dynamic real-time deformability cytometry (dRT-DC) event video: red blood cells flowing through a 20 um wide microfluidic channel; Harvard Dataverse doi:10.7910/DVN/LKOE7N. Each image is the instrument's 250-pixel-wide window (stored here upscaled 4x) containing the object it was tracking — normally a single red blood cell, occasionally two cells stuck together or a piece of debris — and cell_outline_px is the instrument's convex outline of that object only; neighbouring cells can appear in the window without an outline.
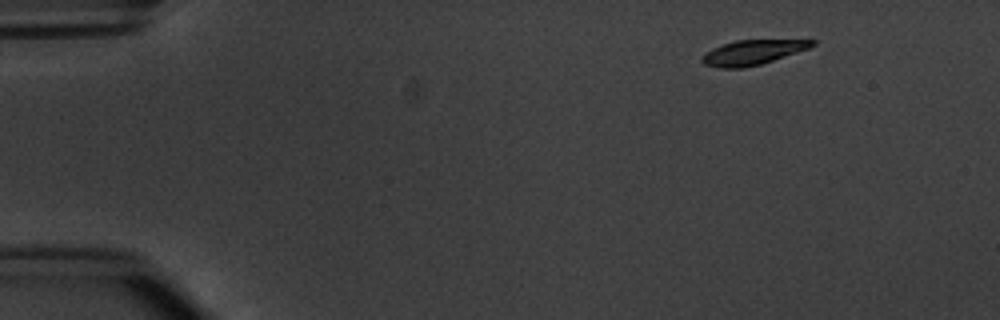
{"species": "common noctule bat (a hibernating species)", "species_latin": "Nyctalus noctula", "temperature_condition": "warm", "stored_images_in_passage": 4, "camera_frame_rate_fps": 3000, "um_per_image_px": 0.085, "animal": {"sex": "male", "body_mass_g": 20.1, "forearm_length_mm": 53.5}, "frame": {"image": 1, "passage_image": 2, "time_ms": 1.0, "image_size_px": [1000, 320], "cell_outline_px": [[816, 44], [808, 48], [760, 64], [744, 68], [720, 68], [704, 64], [700, 60], [700, 56], [712, 48], [736, 40], [816, 40]], "centroid_in_image_um": [63.91, 4.45], "position_along_channel_um": 21.1, "area_um2": 15.66}}